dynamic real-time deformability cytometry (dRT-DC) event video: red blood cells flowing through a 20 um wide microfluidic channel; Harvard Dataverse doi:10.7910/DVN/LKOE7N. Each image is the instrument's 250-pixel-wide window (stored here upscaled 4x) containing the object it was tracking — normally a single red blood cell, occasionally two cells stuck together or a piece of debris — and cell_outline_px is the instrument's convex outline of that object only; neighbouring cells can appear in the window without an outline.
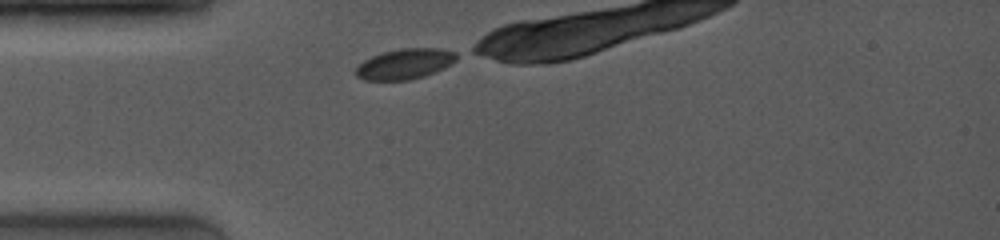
{"species": "common noctule bat (a hibernating species)", "species_latin": "Nyctalus noctula", "temperature_condition": "room temperature", "stored_images_in_passage": 36, "camera_frame_rate_fps": 4000, "um_per_image_px": 0.085, "animal": {"sex": "female", "body_mass_g": 19.0, "forearm_length_mm": 53.3}, "frame": {"image": 1, "passage_image": 1, "time_ms": 0.0, "image_size_px": [1000, 240], "cell_outline_px": [[456, 60], [444, 68], [424, 76], [408, 80], [364, 80], [356, 76], [356, 68], [364, 60], [372, 56], [384, 52], [400, 48], [440, 48], [456, 52]], "centroid_in_image_um": [34.41, 5.43], "position_along_channel_um": 50.6, "area_um2": 17.74}}
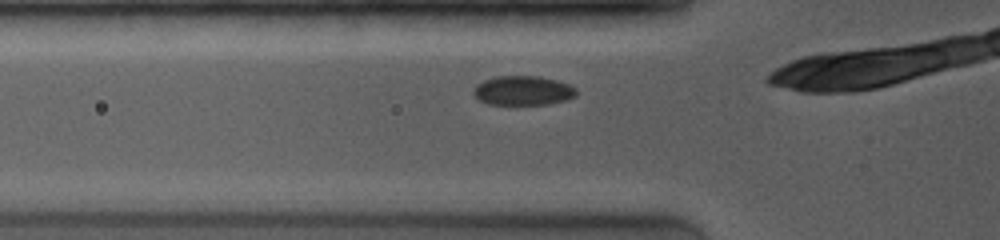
{"frame": {"image": 2, "passage_image": 5, "time_ms": 1.0, "image_size_px": [1000, 240], "cell_outline_px": [[576, 96], [568, 100], [548, 104], [488, 104], [480, 100], [472, 92], [476, 84], [484, 80], [496, 76], [540, 76], [556, 80], [568, 84], [576, 88]], "centroid_in_image_um": [44.47, 7.69], "position_along_channel_um": 81.3, "area_um2": 17.63}}